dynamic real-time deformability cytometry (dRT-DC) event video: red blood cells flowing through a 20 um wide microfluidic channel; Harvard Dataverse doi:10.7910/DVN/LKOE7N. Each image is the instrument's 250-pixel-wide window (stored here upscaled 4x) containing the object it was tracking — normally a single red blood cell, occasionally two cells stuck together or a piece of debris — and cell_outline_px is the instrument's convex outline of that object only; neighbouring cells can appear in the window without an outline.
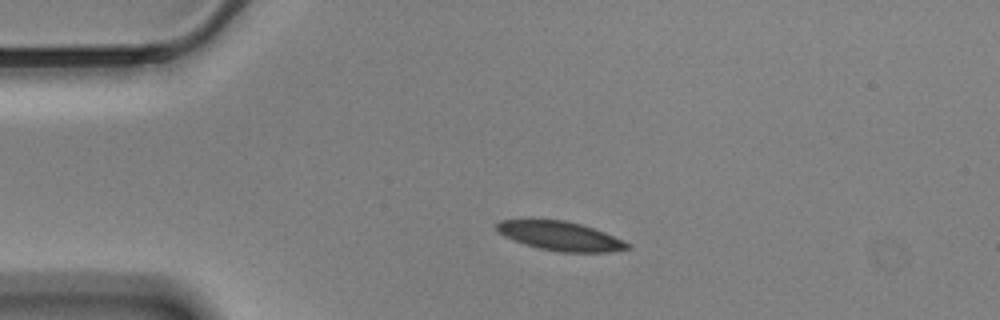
{"species": "Egyptian fruit bat (a non-hibernating species)", "species_latin": "Rousettus aegyptiacus", "temperature_condition": "cold", "stored_images_in_passage": 39, "camera_frame_rate_fps": 3000, "um_per_image_px": 0.085, "animal": {"sex": "male"}, "frame": {"image": 1, "passage_image": 1, "time_ms": 0.0, "image_size_px": [1000, 320], "cell_outline_px": [[632, 248], [612, 252], [560, 252], [536, 248], [512, 240], [496, 232], [496, 224], [500, 220], [564, 220], [580, 224], [604, 232], [624, 240], [632, 244]], "centroid_in_image_um": [47.64, 20.08], "position_along_channel_um": 37.4, "area_um2": 22.31}}
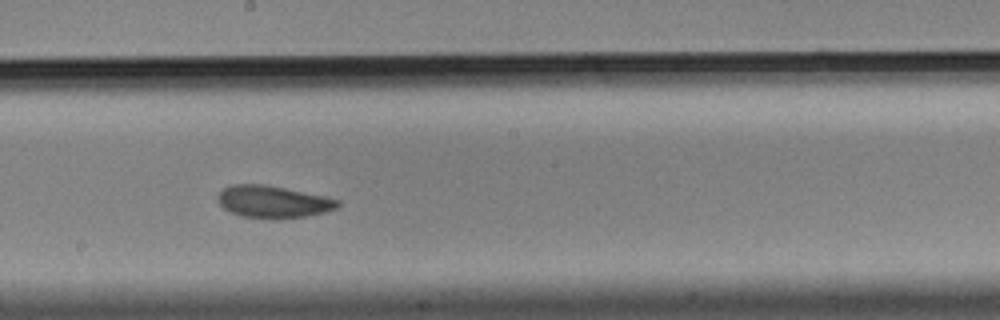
{"frame": {"image": 2, "passage_image": 20, "time_ms": 6.333, "image_size_px": [1000, 320], "cell_outline_px": [[340, 204], [336, 208], [324, 212], [304, 216], [276, 220], [272, 220], [240, 216], [224, 208], [216, 200], [216, 196], [224, 188], [232, 184], [264, 184], [324, 196], [340, 200]], "centroid_in_image_um": [23.18, 17.16], "position_along_channel_um": 225.0, "area_um2": 22.6}}
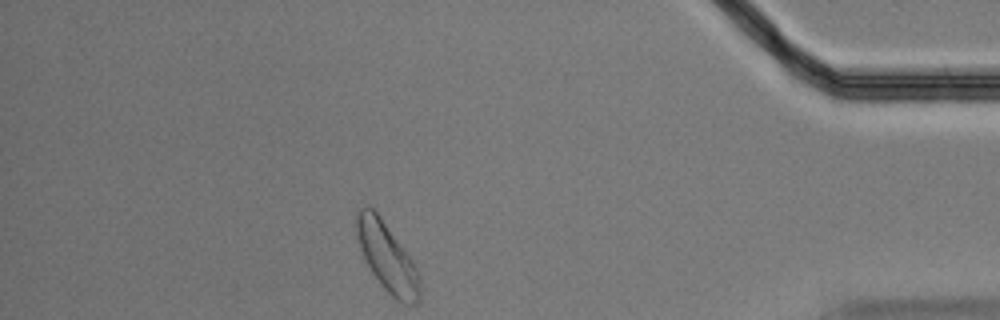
{"frame": {"image": 3, "passage_image": 39, "time_ms": 12.667, "image_size_px": [1000, 320], "cell_outline_px": [[420, 300], [416, 304], [400, 304], [384, 288], [372, 272], [364, 260], [356, 236], [356, 208], [364, 204], [372, 208], [380, 216], [412, 260], [416, 268], [420, 280]], "centroid_in_image_um": [32.88, 21.85], "position_along_channel_um": 402.3, "area_um2": 25.43}, "authors_computed_cell_mechanics": {"area_um2": 22.5998, "velocity_mm_per_s": 3.48, "shape_relaxation_time_tau1_ms": 3.0556, "shape_relaxation_time_tau2_ms": 3.7608, "deformation_change_tau1": 0.0872, "deformation_change_tau2": 0.0668}}